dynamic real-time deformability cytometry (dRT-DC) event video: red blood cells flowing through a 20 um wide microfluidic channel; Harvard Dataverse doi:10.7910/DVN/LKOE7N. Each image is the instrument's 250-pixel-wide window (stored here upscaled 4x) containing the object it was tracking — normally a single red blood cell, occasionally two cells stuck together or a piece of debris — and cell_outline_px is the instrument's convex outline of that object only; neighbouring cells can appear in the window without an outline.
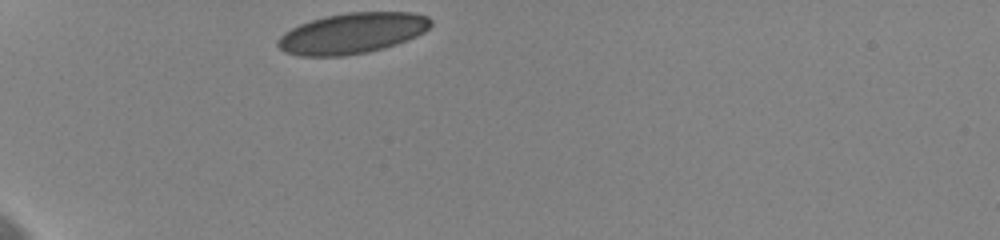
{"species": "human", "species_latin": "Homo sapiens", "temperature_condition": "cold", "stored_images_in_passage": 17, "camera_frame_rate_fps": 3000, "um_per_image_px": 0.085, "donor": {"sex": "female"}, "frame": {"image": 1, "passage_image": 1, "time_ms": 0.0, "image_size_px": [1000, 240], "cell_outline_px": [[432, 24], [424, 32], [416, 36], [396, 44], [384, 48], [368, 52], [344, 56], [300, 56], [284, 52], [276, 44], [276, 40], [284, 32], [300, 24], [324, 16], [348, 12], [412, 12], [428, 16], [432, 20]], "centroid_in_image_um": [29.93, 2.83], "position_along_channel_um": 55.1, "area_um2": 36.41}}